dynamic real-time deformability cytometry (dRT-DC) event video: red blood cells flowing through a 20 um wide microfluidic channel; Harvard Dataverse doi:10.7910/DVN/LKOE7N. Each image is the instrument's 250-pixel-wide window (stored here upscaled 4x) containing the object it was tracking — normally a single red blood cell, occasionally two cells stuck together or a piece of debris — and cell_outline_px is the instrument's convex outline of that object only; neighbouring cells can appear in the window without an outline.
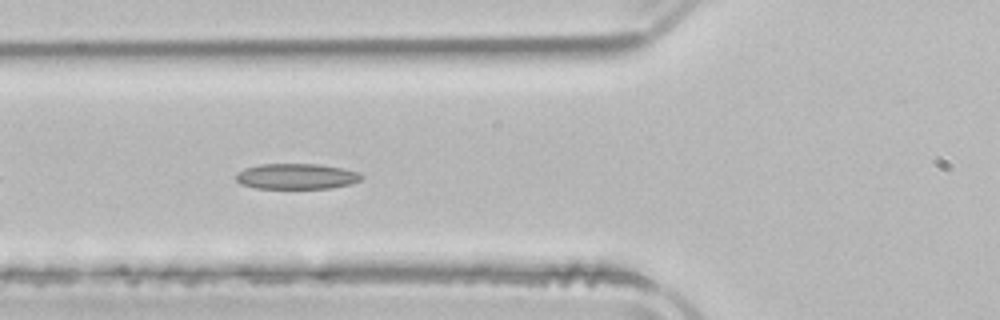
{"species": "common noctule bat (a hibernating species)", "species_latin": "Nyctalus noctula", "temperature_condition": "room temperature", "stored_images_in_passage": 12, "camera_frame_rate_fps": 3000, "um_per_image_px": 0.085, "animal": {"sex": "male", "body_mass_g": 21.5, "forearm_length_mm": 52.0}, "frame": {"image": 1, "passage_image": 6, "time_ms": 1.667, "image_size_px": [1000, 320], "cell_outline_px": [[364, 176], [360, 180], [348, 184], [332, 188], [256, 188], [240, 184], [236, 180], [236, 172], [244, 168], [260, 164], [320, 164], [360, 172]], "centroid_in_image_um": [25.17, 14.98], "position_along_channel_um": 100.6, "area_um2": 18.73}}